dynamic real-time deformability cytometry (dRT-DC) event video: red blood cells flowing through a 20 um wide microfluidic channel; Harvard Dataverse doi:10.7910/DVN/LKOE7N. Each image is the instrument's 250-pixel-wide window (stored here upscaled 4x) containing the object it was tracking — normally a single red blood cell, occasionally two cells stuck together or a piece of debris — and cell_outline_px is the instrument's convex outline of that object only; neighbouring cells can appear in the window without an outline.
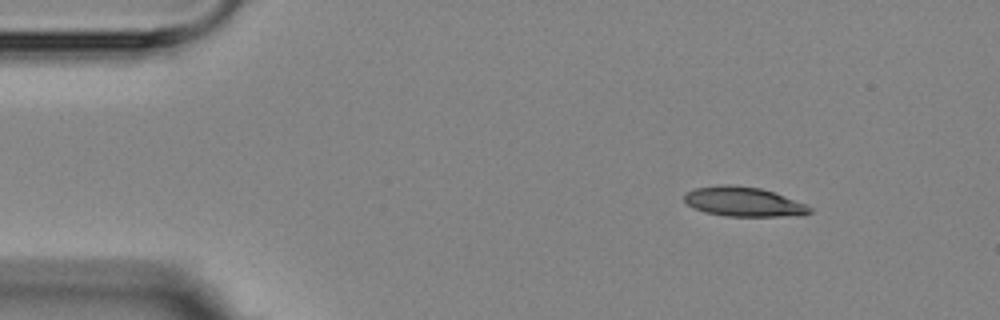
{"species": "Egyptian fruit bat (a non-hibernating species)", "species_latin": "Rousettus aegyptiacus", "temperature_condition": "room temperature", "stored_images_in_passage": 6, "camera_frame_rate_fps": 3000, "um_per_image_px": 0.085, "animal": {"sex": "female"}, "frame": {"image": 1, "passage_image": 1, "time_ms": 0.0, "image_size_px": [1000, 320], "cell_outline_px": [[812, 212], [804, 216], [724, 216], [704, 212], [692, 208], [684, 200], [684, 196], [688, 192], [696, 188], [724, 184], [760, 188], [772, 192], [804, 204], [812, 208]], "centroid_in_image_um": [63.2, 17.17], "position_along_channel_um": 21.8, "area_um2": 21.39}}
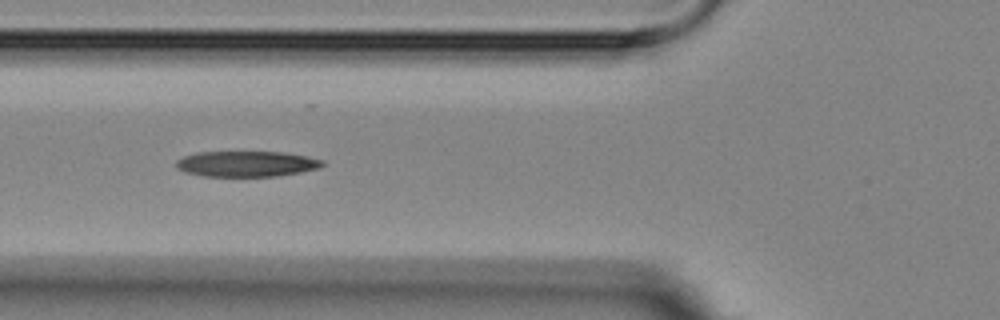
{"frame": {"image": 2, "passage_image": 5, "time_ms": 4.333, "image_size_px": [1000, 320], "cell_outline_px": [[324, 164], [320, 168], [300, 172], [276, 176], [204, 176], [184, 172], [176, 168], [176, 160], [184, 156], [196, 152], [280, 152], [304, 156], [324, 160]], "centroid_in_image_um": [20.92, 13.93], "position_along_channel_um": 104.9, "area_um2": 21.79}}
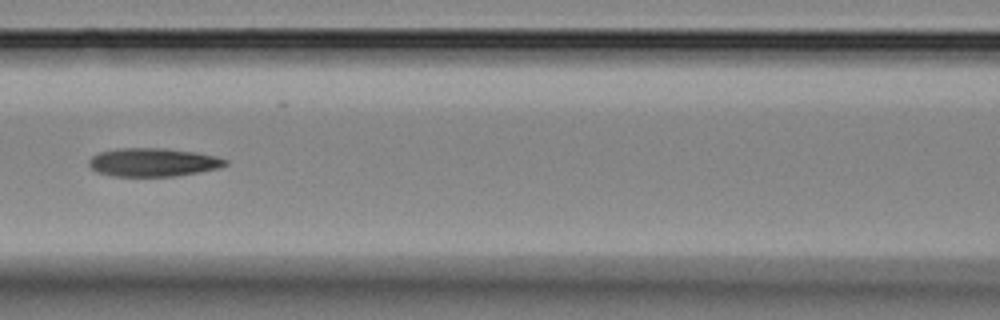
{"frame": {"image": 3, "passage_image": 6, "time_ms": 5.667, "image_size_px": [1000, 320], "cell_outline_px": [[228, 164], [216, 168], [176, 176], [112, 176], [96, 172], [88, 164], [88, 160], [92, 156], [100, 152], [116, 148], [164, 148], [196, 152], [216, 156], [228, 160]], "centroid_in_image_um": [12.97, 13.79], "position_along_channel_um": 153.6, "area_um2": 22.54}}